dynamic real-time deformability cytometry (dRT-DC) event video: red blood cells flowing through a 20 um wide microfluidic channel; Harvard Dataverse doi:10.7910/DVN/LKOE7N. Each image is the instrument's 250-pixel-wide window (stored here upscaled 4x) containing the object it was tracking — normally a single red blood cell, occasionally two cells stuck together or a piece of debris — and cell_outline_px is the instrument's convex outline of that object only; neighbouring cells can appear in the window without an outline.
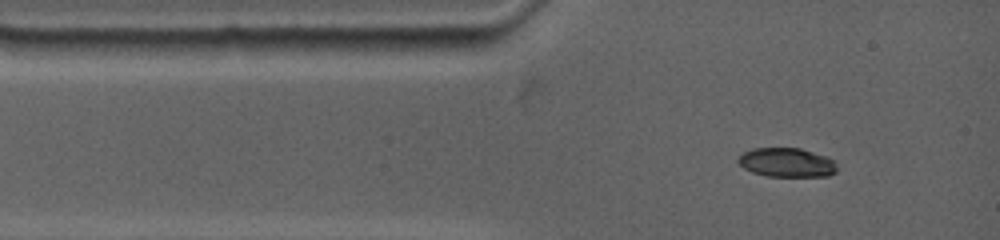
{"species": "common noctule bat (a hibernating species)", "species_latin": "Nyctalus noctula", "temperature_condition": "warm", "stored_images_in_passage": 38, "camera_frame_rate_fps": 4500, "um_per_image_px": 0.085, "animal": {"sex": "female", "body_mass_g": 19.0, "forearm_length_mm": 53.3}, "frame": {"image": 1, "passage_image": 1, "time_ms": 0.0, "image_size_px": [1000, 240], "cell_outline_px": [[836, 172], [828, 176], [768, 176], [752, 172], [744, 168], [736, 160], [744, 152], [752, 148], [800, 148], [824, 156], [832, 160], [836, 168]], "centroid_in_image_um": [66.84, 13.81], "position_along_channel_um": 18.2, "area_um2": 16.53}}
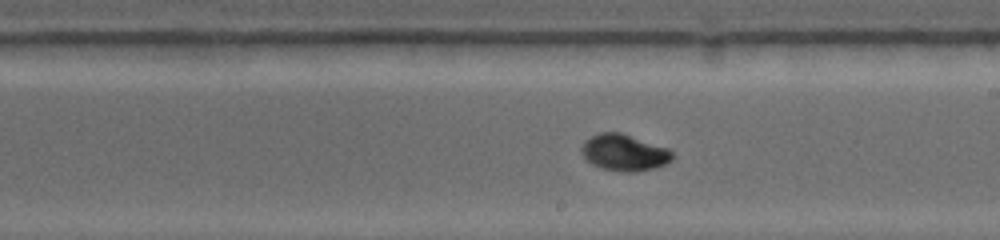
{"frame": {"image": 2, "passage_image": 16, "time_ms": 6.444, "image_size_px": [1000, 240], "cell_outline_px": [[672, 160], [656, 168], [636, 172], [624, 172], [600, 168], [592, 164], [580, 152], [580, 148], [584, 140], [600, 132], [620, 132], [668, 148], [672, 152]], "centroid_in_image_um": [53.04, 12.97], "position_along_channel_um": 236.0, "area_um2": 19.36}}
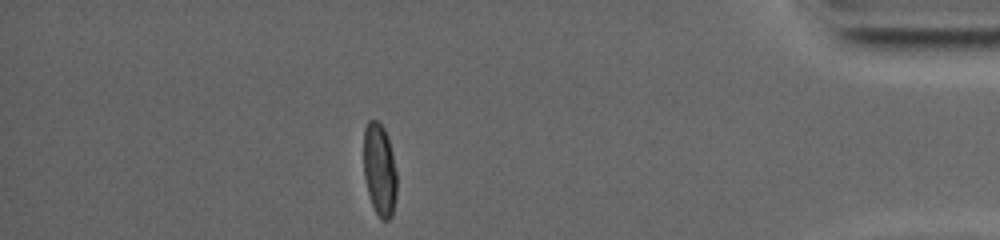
{"frame": {"image": 3, "passage_image": 38, "time_ms": 12.444, "image_size_px": [1000, 240], "cell_outline_px": [[396, 196], [392, 216], [388, 220], [380, 220], [372, 204], [368, 192], [364, 176], [364, 128], [368, 120], [376, 120], [384, 128], [388, 136], [392, 152], [396, 172]], "centroid_in_image_um": [32.26, 14.42], "position_along_channel_um": 402.9, "area_um2": 17.92}, "authors_computed_cell_mechanics": {"area_um2": 18.1492, "velocity_mm_per_s": 3.6593, "shape_relaxation_time_tau1_ms": 4.4031, "shape_relaxation_time_tau2_ms": null, "deformation_change_tau1": 0.1892, "deformation_change_tau2": null}}